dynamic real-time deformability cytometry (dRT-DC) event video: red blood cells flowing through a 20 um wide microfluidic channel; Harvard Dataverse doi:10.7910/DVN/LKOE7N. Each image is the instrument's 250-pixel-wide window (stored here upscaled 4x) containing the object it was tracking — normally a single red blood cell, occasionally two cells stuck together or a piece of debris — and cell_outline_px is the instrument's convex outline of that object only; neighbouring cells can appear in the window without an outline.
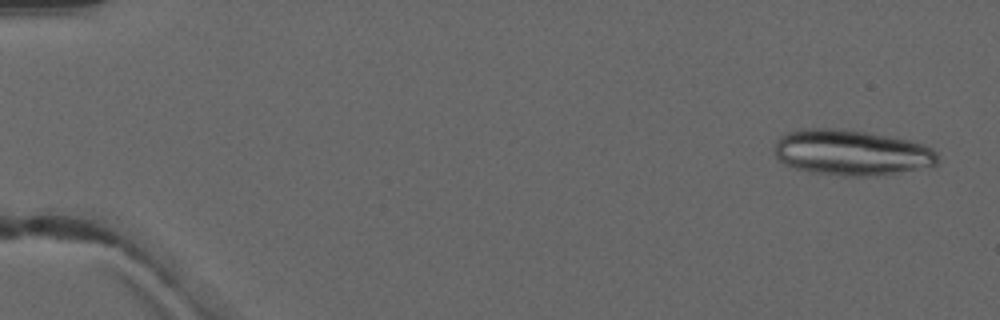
{"species": "common noctule bat (a hibernating species)", "species_latin": "Nyctalus noctula", "temperature_condition": "warm", "stored_images_in_passage": 7, "segment_of_instrument_passage": [1, 2], "camera_frame_rate_fps": 3000, "um_per_image_px": 0.085, "animal": {"sex": "male", "forearm_length_mm": 52.5}, "frame": {"image": 1, "passage_image": 1, "time_ms": 0.0, "image_size_px": [1000, 320], "cell_outline_px": [[936, 164], [932, 168], [880, 176], [840, 176], [812, 172], [796, 168], [784, 164], [776, 156], [776, 140], [784, 132], [804, 128], [836, 128], [864, 132], [888, 136], [908, 140], [924, 144], [932, 148], [936, 152]], "centroid_in_image_um": [72.4, 12.98], "position_along_channel_um": 12.6, "area_um2": 43.87}}